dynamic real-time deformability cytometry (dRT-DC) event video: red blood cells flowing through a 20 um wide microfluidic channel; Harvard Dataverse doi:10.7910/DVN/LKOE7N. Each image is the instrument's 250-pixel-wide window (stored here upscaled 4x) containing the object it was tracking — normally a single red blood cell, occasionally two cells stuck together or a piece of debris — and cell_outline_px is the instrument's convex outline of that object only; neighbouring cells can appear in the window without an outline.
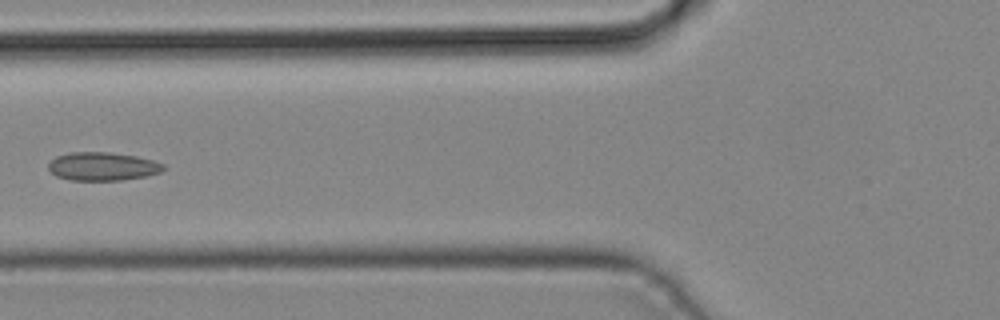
{"species": "common noctule bat (a hibernating species)", "species_latin": "Nyctalus noctula", "temperature_condition": "cold", "stored_images_in_passage": 4, "camera_frame_rate_fps": 3000, "um_per_image_px": 0.085, "animal": {"sex": "male", "body_mass_g": 19.2, "forearm_length_mm": 51.8}, "frame": {"image": 1, "passage_image": 4, "time_ms": 1.0, "image_size_px": [1000, 320], "cell_outline_px": [[168, 168], [160, 172], [144, 176], [120, 180], [72, 180], [56, 176], [48, 168], [48, 164], [56, 156], [68, 152], [112, 152], [136, 156], [152, 160], [164, 164]], "centroid_in_image_um": [8.73, 14.13], "position_along_channel_um": 117.1, "area_um2": 19.02}}